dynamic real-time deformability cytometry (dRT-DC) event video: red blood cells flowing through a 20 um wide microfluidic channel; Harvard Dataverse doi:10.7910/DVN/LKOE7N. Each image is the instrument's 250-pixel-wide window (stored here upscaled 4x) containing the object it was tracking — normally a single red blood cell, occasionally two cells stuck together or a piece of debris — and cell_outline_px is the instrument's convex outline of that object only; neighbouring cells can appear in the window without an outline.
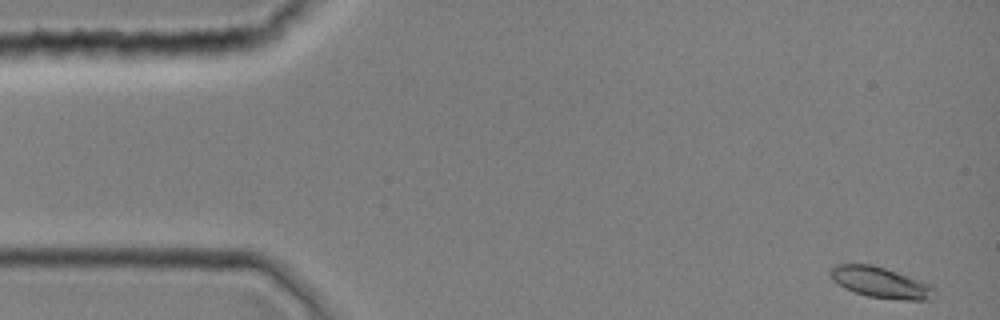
{"species": "common noctule bat (a hibernating species)", "species_latin": "Nyctalus noctula", "temperature_condition": "room temperature", "stored_images_in_passage": 9, "camera_frame_rate_fps": 3000, "um_per_image_px": 0.085, "animal": {"sex": "female", "body_mass_g": 19.0, "forearm_length_mm": 51.5}, "frame": {"image": 1, "passage_image": 1, "time_ms": 0.0, "image_size_px": [1000, 320], "cell_outline_px": [[932, 300], [900, 300], [868, 296], [844, 288], [832, 280], [828, 272], [836, 264], [872, 264], [924, 280], [932, 284]], "centroid_in_image_um": [74.85, 24.0], "position_along_channel_um": 10.1, "area_um2": 18.84}}
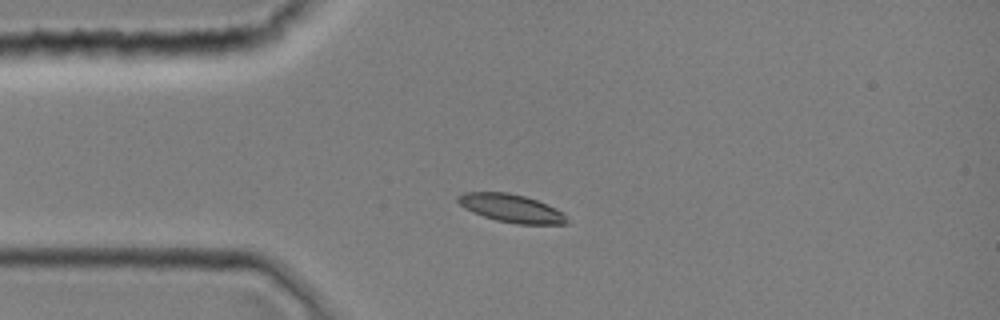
{"frame": {"image": 2, "passage_image": 9, "time_ms": 2.667, "image_size_px": [1000, 320], "cell_outline_px": [[568, 224], [516, 224], [496, 220], [472, 212], [464, 208], [456, 200], [456, 196], [464, 192], [508, 192], [524, 196], [536, 200], [556, 208], [564, 212]], "centroid_in_image_um": [43.44, 17.7], "position_along_channel_um": 41.6, "area_um2": 17.86}}